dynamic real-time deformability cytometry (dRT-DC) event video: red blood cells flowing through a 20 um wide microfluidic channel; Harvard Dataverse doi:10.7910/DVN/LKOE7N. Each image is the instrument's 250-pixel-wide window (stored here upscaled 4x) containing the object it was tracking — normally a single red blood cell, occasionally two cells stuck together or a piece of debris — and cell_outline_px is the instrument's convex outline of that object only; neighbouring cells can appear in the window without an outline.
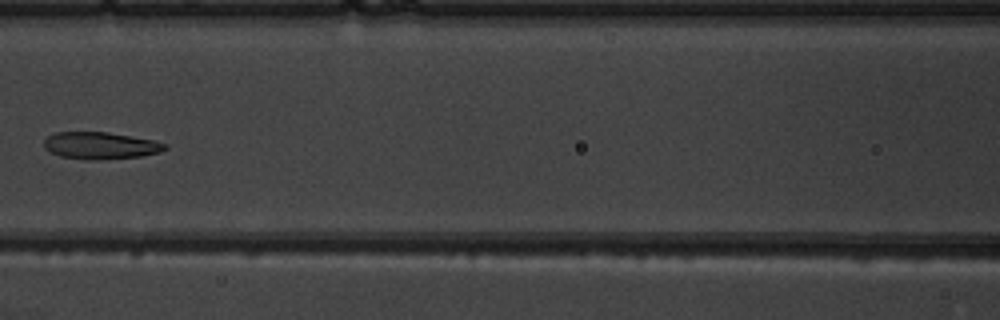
{"species": "common noctule bat (a hibernating species)", "species_latin": "Nyctalus noctula", "temperature_condition": "warm", "stored_images_in_passage": 9, "camera_frame_rate_fps": 3000, "um_per_image_px": 0.085, "animal": {"sex": "male", "body_mass_g": 19.5, "forearm_length_mm": 54.6}, "frame": {"image": 1, "passage_image": 8, "time_ms": 8.333, "image_size_px": [1000, 320], "cell_outline_px": [[168, 148], [160, 152], [140, 156], [92, 160], [88, 160], [60, 156], [44, 148], [44, 140], [48, 136], [56, 132], [108, 132], [152, 140], [168, 144]], "centroid_in_image_um": [8.54, 12.37], "position_along_channel_um": 158.1, "area_um2": 18.9}}
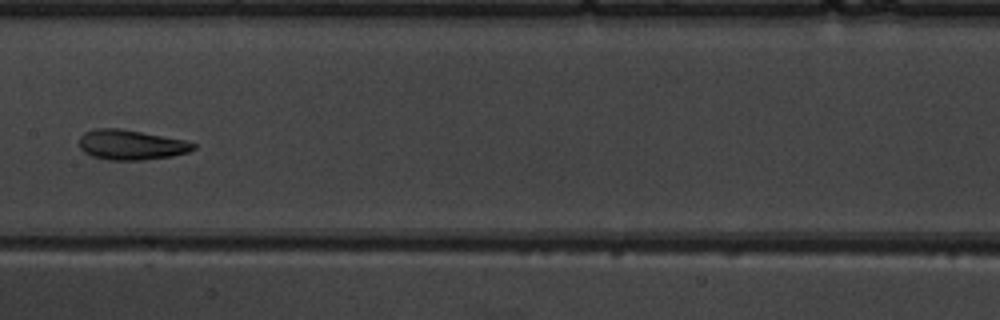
{"frame": {"image": 2, "passage_image": 9, "time_ms": 9.333, "image_size_px": [1000, 320], "cell_outline_px": [[196, 148], [188, 152], [172, 156], [144, 160], [108, 160], [92, 156], [84, 152], [80, 148], [80, 136], [84, 132], [96, 128], [120, 128], [184, 140], [196, 144]], "centroid_in_image_um": [11.13, 12.31], "position_along_channel_um": 196.3, "area_um2": 19.94}}